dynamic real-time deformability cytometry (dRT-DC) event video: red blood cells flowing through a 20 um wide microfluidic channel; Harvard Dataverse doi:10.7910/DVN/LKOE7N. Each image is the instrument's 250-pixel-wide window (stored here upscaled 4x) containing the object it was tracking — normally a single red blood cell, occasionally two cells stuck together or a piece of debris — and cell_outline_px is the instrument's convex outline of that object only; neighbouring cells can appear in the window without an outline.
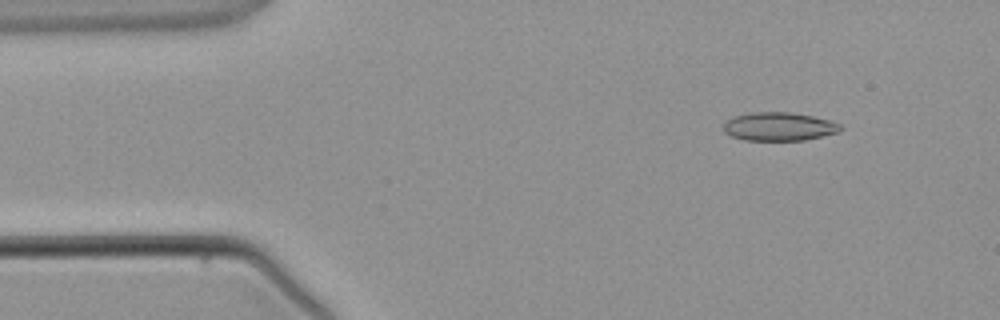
{"species": "common noctule bat (a hibernating species)", "species_latin": "Nyctalus noctula", "temperature_condition": "warm", "stored_images_in_passage": 2, "camera_frame_rate_fps": 3000, "um_per_image_px": 0.085, "animal": {"sex": "male", "body_mass_g": 21.5, "forearm_length_mm": 52.0}, "frame": {"image": 1, "passage_image": 1, "time_ms": 0.0, "image_size_px": [1000, 320], "cell_outline_px": [[840, 132], [804, 140], [744, 140], [732, 136], [724, 132], [724, 124], [732, 116], [752, 112], [792, 112], [812, 116], [828, 120], [840, 124]], "centroid_in_image_um": [66.2, 10.75], "position_along_channel_um": 18.8, "area_um2": 19.31}}